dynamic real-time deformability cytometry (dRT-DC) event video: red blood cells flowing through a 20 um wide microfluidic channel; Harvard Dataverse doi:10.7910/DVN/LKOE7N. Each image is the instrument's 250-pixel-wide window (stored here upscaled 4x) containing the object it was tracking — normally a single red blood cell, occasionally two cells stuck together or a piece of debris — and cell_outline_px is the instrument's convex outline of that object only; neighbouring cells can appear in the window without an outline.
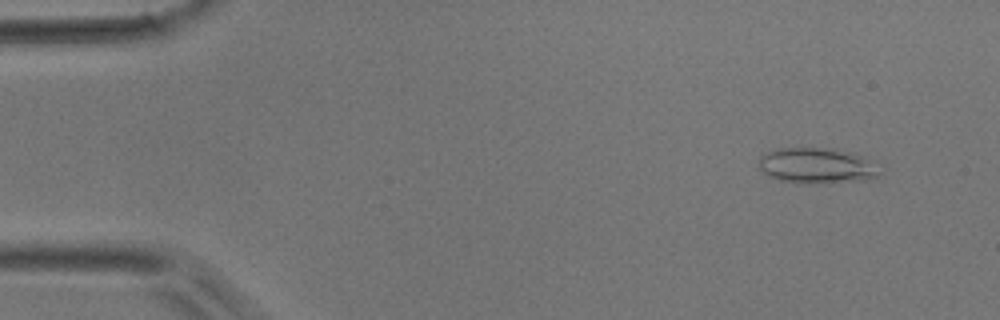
{"species": "common noctule bat (a hibernating species)", "species_latin": "Nyctalus noctula", "temperature_condition": "room temperature", "stored_images_in_passage": 50, "camera_frame_rate_fps": 3000, "um_per_image_px": 0.085, "animal": {"sex": "male", "body_mass_g": 17.9}, "frame": {"image": 1, "passage_image": 4, "time_ms": 1.0, "image_size_px": [1000, 320], "cell_outline_px": [[880, 172], [876, 176], [868, 180], [808, 184], [780, 180], [768, 176], [760, 172], [760, 156], [776, 148], [836, 148], [852, 152], [860, 156]], "centroid_in_image_um": [69.35, 14.08], "position_along_channel_um": 15.7, "area_um2": 24.85}}
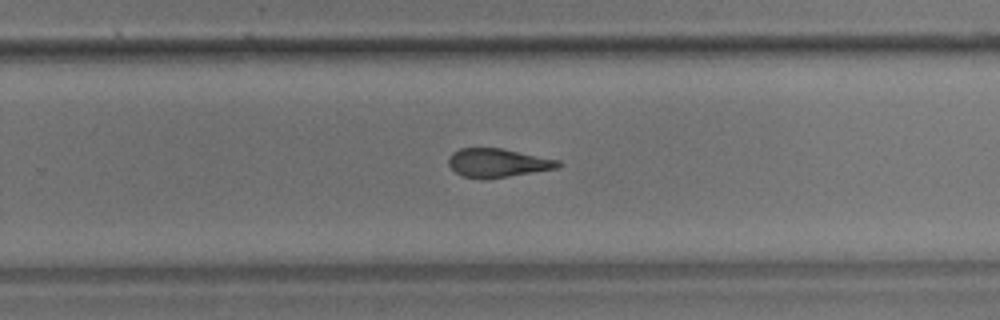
{"frame": {"image": 2, "passage_image": 32, "time_ms": 10.333, "image_size_px": [1000, 320], "cell_outline_px": [[564, 164], [556, 168], [484, 180], [480, 180], [464, 176], [456, 172], [448, 164], [448, 156], [452, 152], [460, 148], [500, 148], [560, 160]], "centroid_in_image_um": [42.28, 13.84], "position_along_channel_um": 287.5, "area_um2": 18.32}}
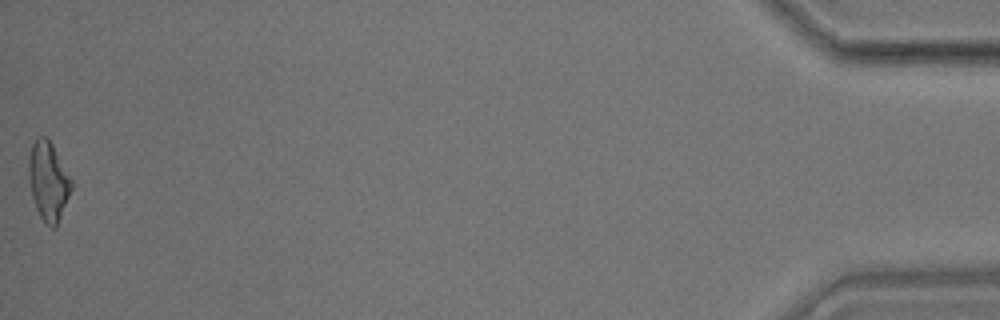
{"frame": {"image": 3, "passage_image": 50, "time_ms": 16.333, "image_size_px": [1000, 320], "cell_outline_px": [[72, 188], [56, 228], [52, 228], [40, 216], [36, 208], [32, 196], [28, 172], [28, 156], [32, 144], [36, 136], [48, 136], [72, 180]], "centroid_in_image_um": [4.1, 15.34], "position_along_channel_um": 431.1, "area_um2": 19.59}}